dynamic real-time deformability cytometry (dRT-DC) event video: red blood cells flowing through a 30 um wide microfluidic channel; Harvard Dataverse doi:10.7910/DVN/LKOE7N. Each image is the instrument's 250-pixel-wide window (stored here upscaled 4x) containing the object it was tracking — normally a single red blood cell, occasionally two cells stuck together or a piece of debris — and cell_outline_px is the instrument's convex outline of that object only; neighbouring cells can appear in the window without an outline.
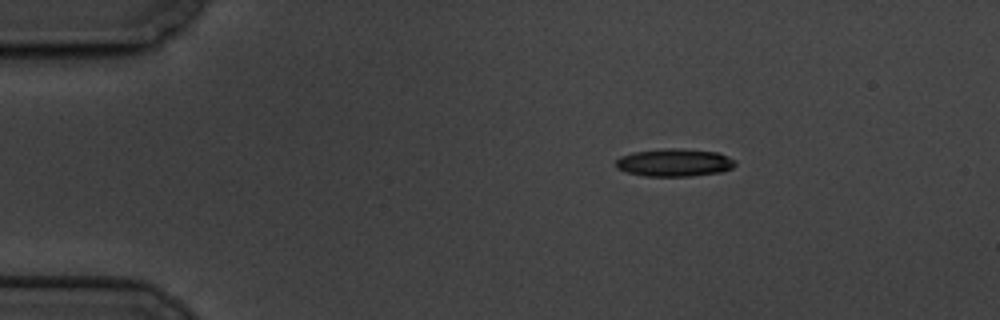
{"species": "common noctule bat (a hibernating species)", "species_latin": "Nyctalus noctula", "temperature_condition": "cold", "stored_images_in_passage": 3, "camera_frame_rate_fps": 3000, "um_per_image_px": 0.085, "animal": {"sex": "male", "body_mass_g": 19.5, "forearm_length_mm": 54.6}, "frame": {"image": 1, "passage_image": 1, "time_ms": 0.0, "image_size_px": [1000, 320], "cell_outline_px": [[736, 164], [732, 168], [720, 172], [688, 176], [644, 176], [628, 172], [616, 168], [616, 160], [620, 156], [632, 152], [664, 148], [680, 148], [716, 152], [728, 156], [736, 160]], "centroid_in_image_um": [57.31, 13.81], "position_along_channel_um": 27.7, "area_um2": 19.36}}